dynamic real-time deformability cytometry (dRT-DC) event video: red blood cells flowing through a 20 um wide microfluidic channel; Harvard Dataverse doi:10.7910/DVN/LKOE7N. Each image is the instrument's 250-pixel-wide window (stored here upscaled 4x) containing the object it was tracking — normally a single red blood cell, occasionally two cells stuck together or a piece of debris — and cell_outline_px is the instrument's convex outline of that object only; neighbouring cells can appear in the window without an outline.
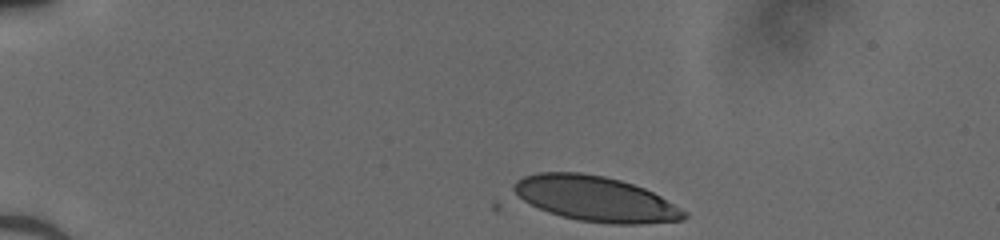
{"species": "human", "species_latin": "Homo sapiens", "temperature_condition": "cold", "stored_images_in_passage": 35, "camera_frame_rate_fps": 3000, "um_per_image_px": 0.085, "donor": {"sex": "male"}, "frame": {"image": 1, "passage_image": 1, "time_ms": 0.0, "image_size_px": [1000, 240], "cell_outline_px": [[688, 216], [684, 220], [640, 224], [612, 224], [580, 220], [548, 212], [516, 196], [512, 192], [512, 184], [516, 180], [524, 176], [540, 172], [580, 172], [604, 176], [620, 180], [644, 188], [660, 196], [688, 212]], "centroid_in_image_um": [50.62, 16.89], "position_along_channel_um": 34.4, "area_um2": 44.74}}
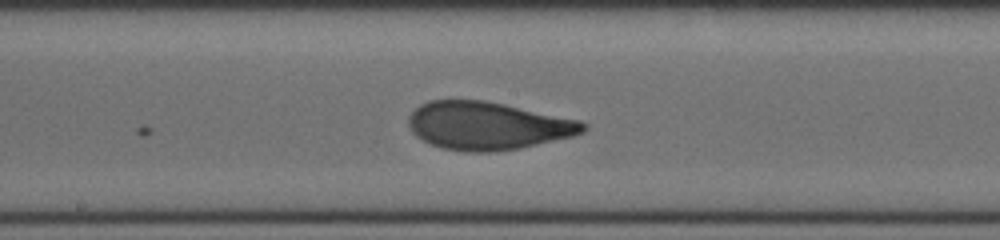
{"frame": {"image": 2, "passage_image": 19, "time_ms": 6.0, "image_size_px": [1000, 240], "cell_outline_px": [[588, 128], [584, 132], [572, 136], [520, 148], [496, 152], [464, 152], [444, 148], [432, 144], [416, 136], [412, 132], [408, 124], [408, 116], [420, 104], [428, 100], [484, 100], [504, 104], [580, 120], [588, 124]], "centroid_in_image_um": [41.45, 10.69], "position_along_channel_um": 206.7, "area_um2": 48.78}}
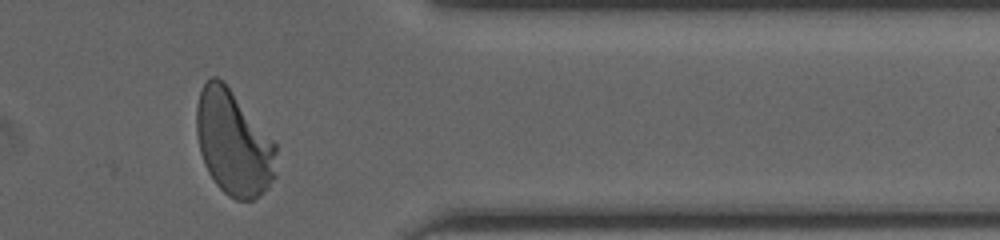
{"frame": {"image": 3, "passage_image": 33, "time_ms": 10.667, "image_size_px": [1000, 240], "cell_outline_px": [[276, 176], [268, 188], [260, 196], [252, 200], [236, 200], [228, 196], [216, 184], [208, 172], [204, 164], [200, 152], [196, 132], [196, 104], [200, 92], [204, 84], [212, 76], [216, 76], [224, 80], [276, 144]], "centroid_in_image_um": [19.84, 12.16], "position_along_channel_um": 391.6, "area_um2": 49.13}}